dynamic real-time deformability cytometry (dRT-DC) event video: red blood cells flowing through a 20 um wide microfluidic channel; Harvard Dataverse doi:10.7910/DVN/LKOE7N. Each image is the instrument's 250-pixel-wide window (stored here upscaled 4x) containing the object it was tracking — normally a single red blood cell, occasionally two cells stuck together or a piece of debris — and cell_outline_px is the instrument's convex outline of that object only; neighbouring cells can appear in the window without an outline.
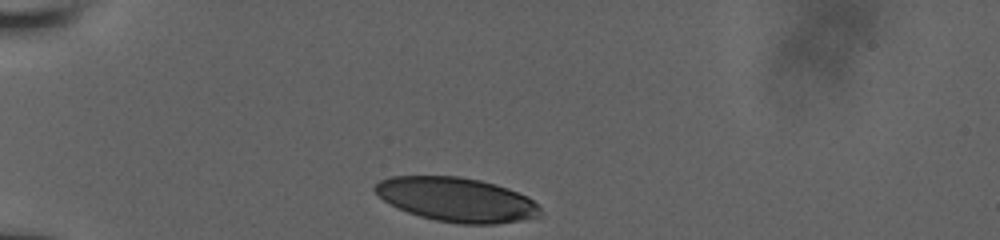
{"species": "human", "species_latin": "Homo sapiens", "temperature_condition": "room temperature", "stored_images_in_passage": 31, "camera_frame_rate_fps": 3000, "um_per_image_px": 0.085, "donor": {"sex": "male"}, "frame": {"image": 1, "passage_image": 1, "time_ms": 0.0, "image_size_px": [1000, 240], "cell_outline_px": [[544, 216], [496, 224], [460, 224], [436, 220], [420, 216], [408, 212], [384, 200], [372, 188], [380, 180], [392, 176], [460, 176], [480, 180], [496, 184], [508, 188], [528, 196], [544, 212]], "centroid_in_image_um": [38.86, 16.96], "position_along_channel_um": 46.1, "area_um2": 42.6}}
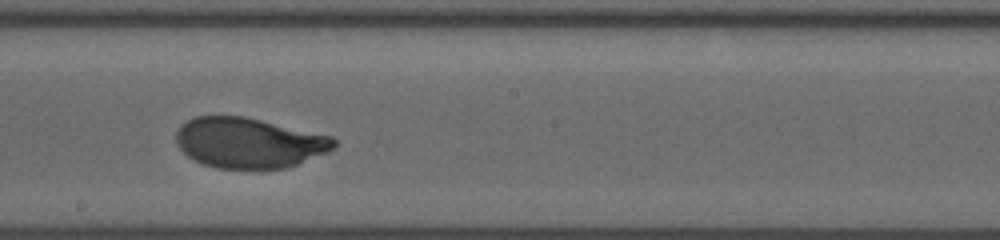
{"frame": {"image": 2, "passage_image": 18, "time_ms": 5.667, "image_size_px": [1000, 240], "cell_outline_px": [[336, 144], [328, 152], [296, 164], [284, 168], [216, 168], [192, 160], [176, 144], [176, 132], [188, 120], [196, 116], [244, 116], [332, 136], [336, 140]], "centroid_in_image_um": [21.15, 12.13], "position_along_channel_um": 227.1, "area_um2": 45.95}}
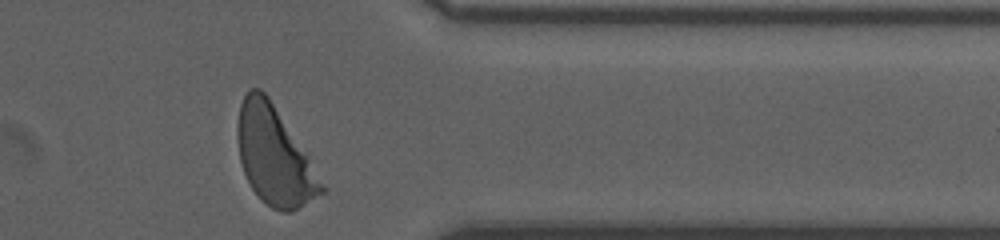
{"frame": {"image": 3, "passage_image": 31, "time_ms": 10.0, "image_size_px": [1000, 240], "cell_outline_px": [[324, 192], [292, 212], [284, 212], [272, 208], [252, 188], [244, 172], [240, 160], [236, 136], [236, 128], [240, 104], [244, 96], [252, 88], [260, 88], [268, 96], [308, 156], [324, 184]], "centroid_in_image_um": [23.3, 13.24], "position_along_channel_um": 388.1, "area_um2": 47.22}, "authors_computed_cell_mechanics": {"area_um2": 46.6446, "velocity_mm_per_s": 3.9001, "shape_relaxation_time_tau1_ms": 2.9837, "shape_relaxation_time_tau2_ms": null, "deformation_change_tau1": 0.1839, "deformation_change_tau2": null}}